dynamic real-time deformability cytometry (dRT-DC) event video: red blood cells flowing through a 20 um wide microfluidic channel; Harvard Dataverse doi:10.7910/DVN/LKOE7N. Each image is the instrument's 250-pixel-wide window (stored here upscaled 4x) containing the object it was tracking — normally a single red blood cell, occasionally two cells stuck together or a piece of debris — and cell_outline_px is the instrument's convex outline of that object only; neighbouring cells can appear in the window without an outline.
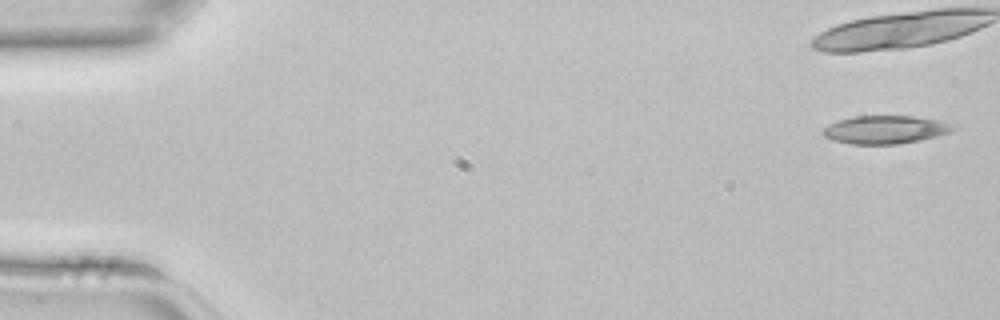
{"species": "common noctule bat (a hibernating species)", "species_latin": "Nyctalus noctula", "temperature_condition": "room temperature", "stored_images_in_passage": 4, "camera_frame_rate_fps": 3000, "um_per_image_px": 0.085, "animal": {"sex": "female", "body_mass_g": 22.7, "forearm_length_mm": 54.2}, "frame": {"image": 1, "passage_image": 1, "time_ms": 0.0, "image_size_px": [1000, 320], "cell_outline_px": [[956, 128], [952, 132], [920, 140], [900, 144], [848, 144], [832, 140], [824, 136], [820, 132], [820, 128], [828, 124], [852, 116], [912, 116], [940, 120], [952, 124]], "centroid_in_image_um": [75.21, 11.02], "position_along_channel_um": 9.8, "area_um2": 21.62}}